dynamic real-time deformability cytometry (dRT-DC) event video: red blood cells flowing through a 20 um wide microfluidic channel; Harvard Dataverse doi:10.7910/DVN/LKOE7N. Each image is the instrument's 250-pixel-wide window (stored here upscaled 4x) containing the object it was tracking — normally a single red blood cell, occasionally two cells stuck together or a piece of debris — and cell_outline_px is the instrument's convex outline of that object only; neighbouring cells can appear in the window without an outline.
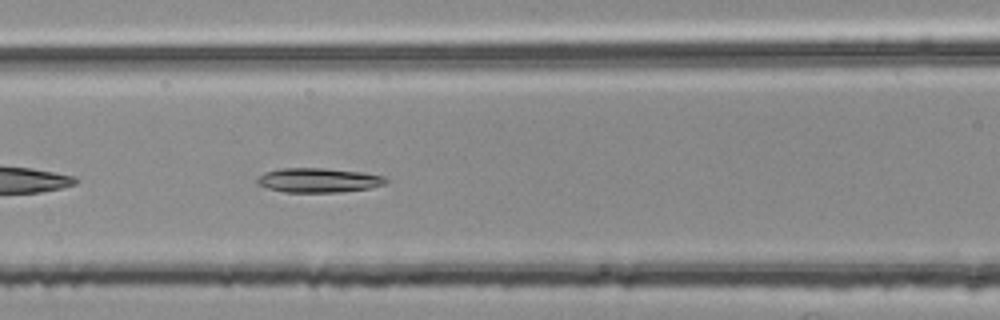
{"species": "common noctule bat (a hibernating species)", "species_latin": "Nyctalus noctula", "temperature_condition": "room temperature", "stored_images_in_passage": 36, "camera_frame_rate_fps": 3000, "um_per_image_px": 0.085, "animal": {"sex": "female", "body_mass_g": 25.1}, "frame": {"image": 1, "passage_image": 8, "time_ms": 2.333, "image_size_px": [1000, 320], "cell_outline_px": [[388, 180], [384, 184], [368, 188], [340, 192], [284, 192], [268, 188], [256, 184], [256, 180], [264, 172], [280, 168], [324, 168], [360, 172], [388, 176]], "centroid_in_image_um": [27.06, 15.31], "position_along_channel_um": 139.5, "area_um2": 18.32}}
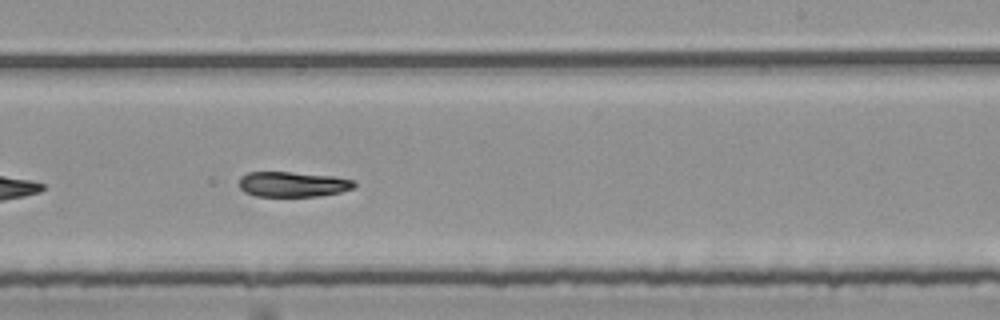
{"frame": {"image": 2, "passage_image": 18, "time_ms": 5.667, "image_size_px": [1000, 320], "cell_outline_px": [[356, 184], [352, 188], [340, 192], [320, 196], [256, 196], [244, 192], [240, 188], [240, 176], [248, 172], [292, 172], [332, 176], [352, 180]], "centroid_in_image_um": [24.85, 15.66], "position_along_channel_um": 264.1, "area_um2": 16.82}}
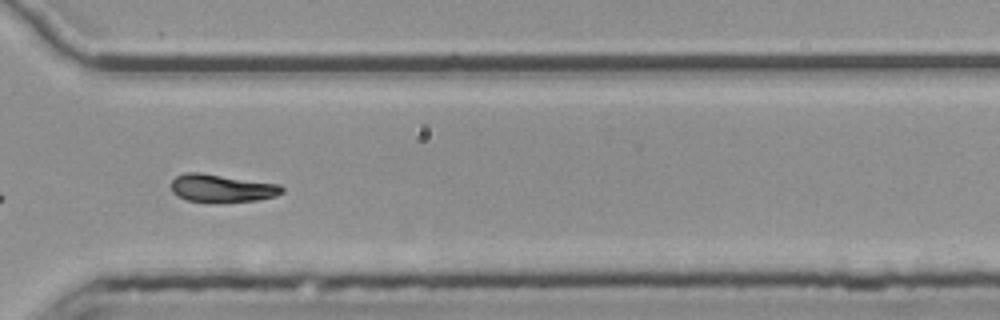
{"frame": {"image": 3, "passage_image": 25, "time_ms": 8.0, "image_size_px": [1000, 320], "cell_outline_px": [[284, 192], [276, 196], [256, 200], [208, 204], [188, 200], [172, 192], [168, 184], [176, 176], [184, 172], [200, 172], [280, 184], [284, 188]], "centroid_in_image_um": [18.82, 16.01], "position_along_channel_um": 351.8, "area_um2": 18.55}, "authors_computed_cell_mechanics": {"area_um2": 17.9758, "velocity_mm_per_s": 3.7559, "shape_relaxation_time_tau1_ms": 3.3288, "shape_relaxation_time_tau2_ms": null, "deformation_change_tau1": 0.182, "deformation_change_tau2": null}}